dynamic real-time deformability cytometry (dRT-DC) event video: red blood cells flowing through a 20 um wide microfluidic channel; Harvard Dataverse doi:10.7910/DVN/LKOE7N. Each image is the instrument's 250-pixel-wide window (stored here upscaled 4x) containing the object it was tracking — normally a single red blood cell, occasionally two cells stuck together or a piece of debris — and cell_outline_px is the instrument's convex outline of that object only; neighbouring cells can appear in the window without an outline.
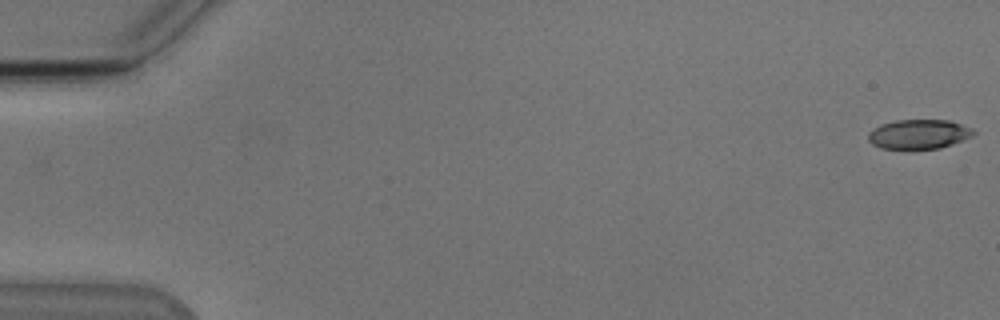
{"species": "Egyptian fruit bat (a non-hibernating species)", "species_latin": "Rousettus aegyptiacus", "temperature_condition": "cold", "stored_images_in_passage": 54, "camera_frame_rate_fps": 3000, "um_per_image_px": 0.085, "animal": {"sex": "male"}, "frame": {"image": 1, "passage_image": 1, "time_ms": 0.0, "image_size_px": [1000, 320], "cell_outline_px": [[976, 132], [972, 136], [952, 144], [940, 148], [912, 152], [880, 148], [872, 144], [868, 140], [868, 132], [880, 124], [896, 120], [948, 120], [972, 128]], "centroid_in_image_um": [78.05, 11.45], "position_along_channel_um": 7.0, "area_um2": 18.79}}
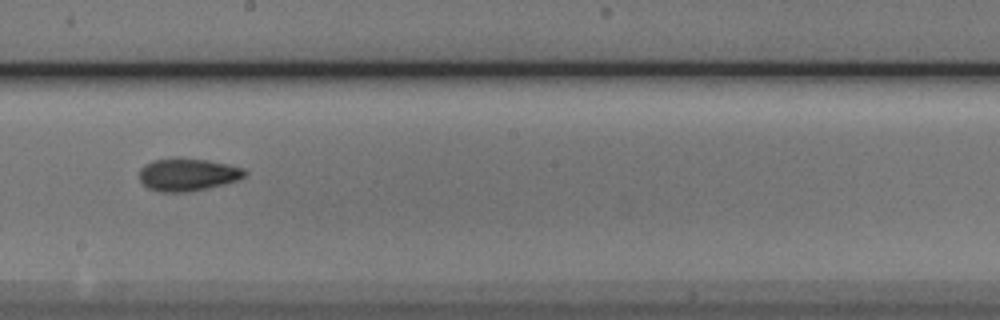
{"frame": {"image": 2, "passage_image": 31, "time_ms": 10.0, "image_size_px": [1000, 320], "cell_outline_px": [[248, 172], [240, 180], [208, 188], [188, 192], [160, 192], [148, 188], [140, 180], [140, 168], [144, 164], [152, 160], [176, 156], [208, 160], [228, 164], [244, 168]], "centroid_in_image_um": [15.96, 14.82], "position_along_channel_um": 232.2, "area_um2": 20.52}}
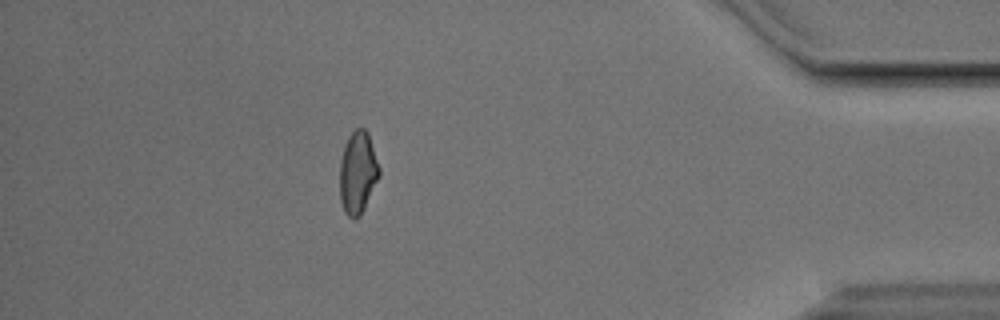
{"frame": {"image": 3, "passage_image": 48, "time_ms": 15.667, "image_size_px": [1000, 320], "cell_outline_px": [[380, 176], [360, 216], [352, 220], [344, 212], [340, 200], [340, 160], [348, 136], [356, 128], [364, 128], [368, 132], [380, 168]], "centroid_in_image_um": [30.41, 14.68], "position_along_channel_um": 404.8, "area_um2": 19.02}, "authors_computed_cell_mechanics": {"area_um2": 19.0451, "velocity_mm_per_s": 3.8358, "shape_relaxation_time_tau1_ms": null, "shape_relaxation_time_tau2_ms": 4.5288, "deformation_change_tau1": null, "deformation_change_tau2": 0.113}}